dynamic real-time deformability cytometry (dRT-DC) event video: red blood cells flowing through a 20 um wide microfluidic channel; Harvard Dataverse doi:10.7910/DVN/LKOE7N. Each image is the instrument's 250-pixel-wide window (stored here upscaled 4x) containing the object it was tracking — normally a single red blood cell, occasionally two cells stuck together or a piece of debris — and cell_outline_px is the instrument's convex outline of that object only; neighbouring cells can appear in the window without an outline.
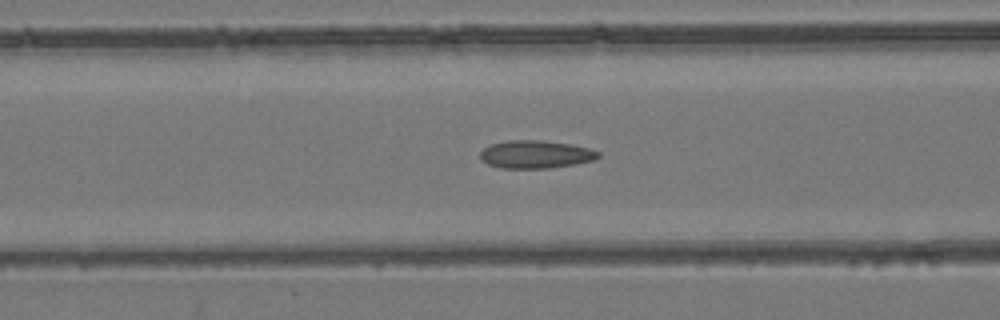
{"species": "common noctule bat (a hibernating species)", "species_latin": "Nyctalus noctula", "temperature_condition": "room temperature", "stored_images_in_passage": 46, "camera_frame_rate_fps": 3000, "um_per_image_px": 0.085, "animal": {"sex": "female", "body_mass_g": 24.6, "forearm_length_mm": 56.2}, "frame": {"image": 1, "passage_image": 21, "time_ms": 6.667, "image_size_px": [1000, 320], "cell_outline_px": [[600, 156], [592, 160], [572, 164], [548, 168], [500, 168], [488, 164], [480, 160], [480, 152], [484, 148], [492, 144], [508, 140], [540, 140], [572, 144], [588, 148], [600, 152]], "centroid_in_image_um": [45.5, 13.11], "position_along_channel_um": 121.1, "area_um2": 19.07}}
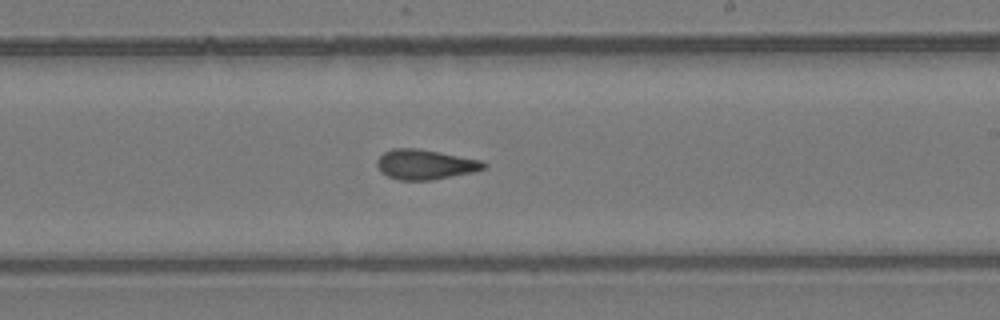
{"frame": {"image": 2, "passage_image": 31, "time_ms": 10.0, "image_size_px": [1000, 320], "cell_outline_px": [[488, 164], [484, 168], [472, 172], [432, 180], [400, 180], [388, 176], [376, 164], [376, 160], [384, 152], [392, 148], [416, 148], [440, 152], [484, 160]], "centroid_in_image_um": [36.17, 13.96], "position_along_channel_um": 252.8, "area_um2": 18.55}}
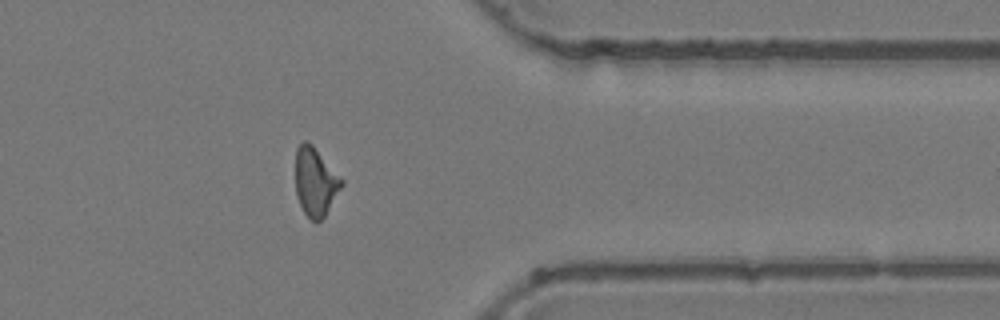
{"frame": {"image": 3, "passage_image": 42, "time_ms": 13.667, "image_size_px": [1000, 320], "cell_outline_px": [[344, 184], [324, 216], [316, 224], [304, 212], [296, 196], [296, 148], [304, 140], [308, 140], [312, 144], [344, 180]], "centroid_in_image_um": [26.81, 15.44], "position_along_channel_um": 384.6, "area_um2": 18.38}, "authors_computed_cell_mechanics": {"area_um2": 18.7561, "velocity_mm_per_s": 3.9504, "shape_relaxation_time_tau1_ms": null, "shape_relaxation_time_tau2_ms": 2.1327, "deformation_change_tau1": null, "deformation_change_tau2": 0.0976}}